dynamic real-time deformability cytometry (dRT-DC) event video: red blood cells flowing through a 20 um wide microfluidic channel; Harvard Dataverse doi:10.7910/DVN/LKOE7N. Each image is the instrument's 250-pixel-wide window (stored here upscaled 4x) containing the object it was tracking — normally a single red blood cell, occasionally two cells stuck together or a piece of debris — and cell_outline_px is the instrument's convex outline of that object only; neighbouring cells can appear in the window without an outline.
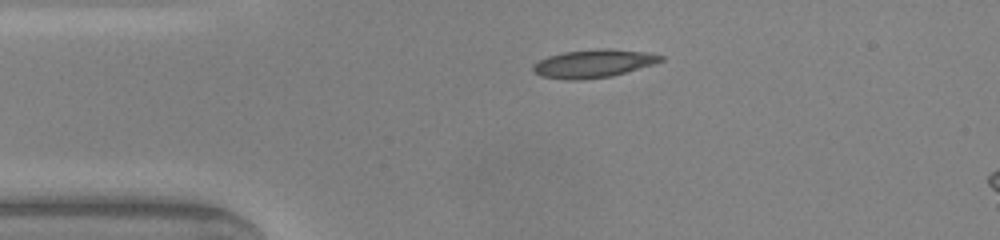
{"species": "common noctule bat (a hibernating species)", "species_latin": "Nyctalus noctula", "temperature_condition": "warm", "stored_images_in_passage": 32, "camera_frame_rate_fps": 3000, "um_per_image_px": 0.085, "animal": {"sex": "male", "body_mass_g": 20.0, "forearm_length_mm": 53.3}, "frame": {"image": 1, "passage_image": 1, "time_ms": 0.0, "image_size_px": [1000, 240], "cell_outline_px": [[664, 60], [652, 64], [612, 76], [580, 80], [564, 80], [540, 76], [532, 72], [532, 64], [548, 56], [564, 52], [600, 48], [608, 48], [644, 52], [664, 56]], "centroid_in_image_um": [50.38, 5.41], "position_along_channel_um": 34.6, "area_um2": 20.92}}
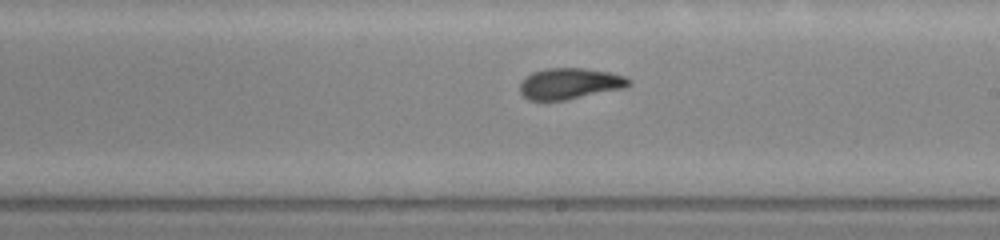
{"frame": {"image": 2, "passage_image": 18, "time_ms": 5.667, "image_size_px": [1000, 240], "cell_outline_px": [[632, 84], [624, 88], [564, 100], [528, 100], [520, 92], [520, 84], [524, 76], [532, 72], [544, 68], [584, 68], [608, 72], [624, 76], [632, 80]], "centroid_in_image_um": [48.41, 7.09], "position_along_channel_um": 240.6, "area_um2": 19.77}}
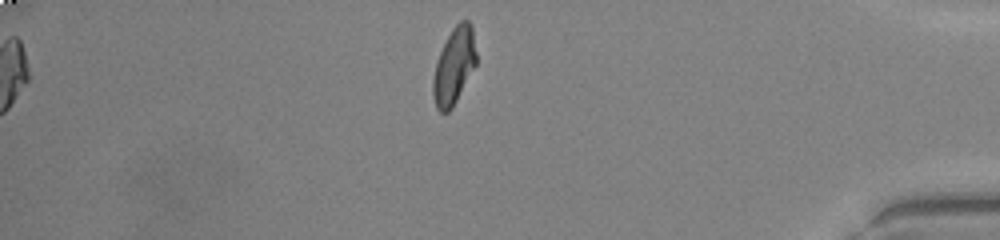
{"frame": {"image": 3, "passage_image": 32, "time_ms": 10.333, "image_size_px": [1000, 240], "cell_outline_px": [[476, 64], [452, 108], [448, 112], [440, 112], [436, 108], [432, 96], [432, 80], [436, 60], [452, 28], [460, 20], [468, 20], [472, 24], [476, 52]], "centroid_in_image_um": [38.58, 5.6], "position_along_channel_um": 396.6, "area_um2": 19.31}, "authors_computed_cell_mechanics": {"area_um2": 19.9699, "velocity_mm_per_s": 4.185, "shape_relaxation_time_tau1_ms": 9.94, "shape_relaxation_time_tau2_ms": 1.4181, "deformation_change_tau1": 0.2958, "deformation_change_tau2": 0.0721}}